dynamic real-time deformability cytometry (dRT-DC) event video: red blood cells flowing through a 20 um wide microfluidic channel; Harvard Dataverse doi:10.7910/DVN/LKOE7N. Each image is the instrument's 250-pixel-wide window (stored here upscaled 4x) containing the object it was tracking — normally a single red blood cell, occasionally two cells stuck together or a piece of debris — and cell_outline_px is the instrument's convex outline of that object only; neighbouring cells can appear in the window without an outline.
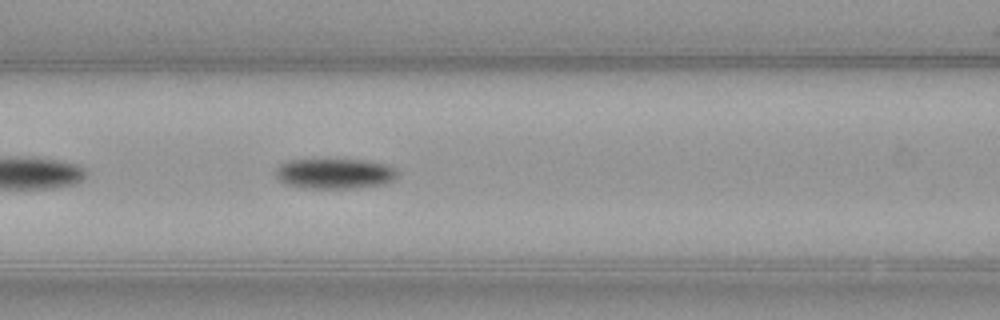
{"species": "common noctule bat (a hibernating species)", "species_latin": "Nyctalus noctula", "temperature_condition": "warm", "stored_images_in_passage": 33, "camera_frame_rate_fps": 3000, "um_per_image_px": 0.085, "animal": {"sex": "female", "body_mass_g": 21.9}, "frame": {"image": 1, "passage_image": 8, "time_ms": 2.333, "image_size_px": [1000, 320], "cell_outline_px": [[396, 176], [392, 180], [384, 184], [356, 188], [304, 188], [284, 184], [276, 176], [276, 168], [280, 164], [288, 160], [364, 160], [388, 164], [396, 172]], "centroid_in_image_um": [28.41, 14.76], "position_along_channel_um": 138.2, "area_um2": 21.39}}
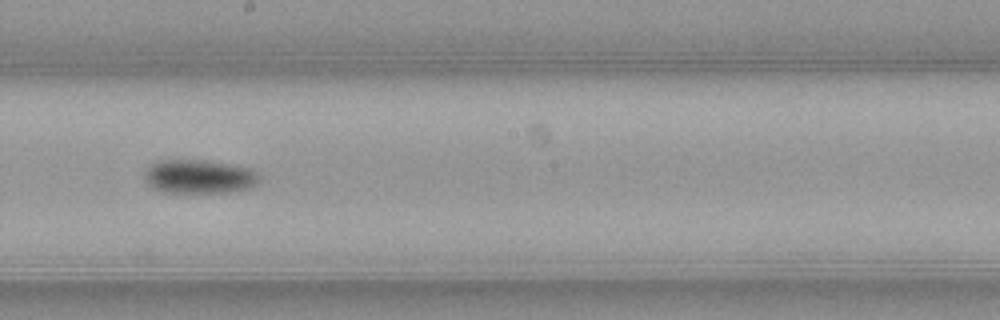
{"frame": {"image": 2, "passage_image": 15, "time_ms": 4.667, "image_size_px": [1000, 320], "cell_outline_px": [[260, 176], [256, 184], [248, 188], [228, 192], [160, 192], [152, 188], [144, 180], [144, 172], [148, 164], [156, 160], [204, 160], [252, 168]], "centroid_in_image_um": [16.86, 15.0], "position_along_channel_um": 231.3, "area_um2": 22.83}}
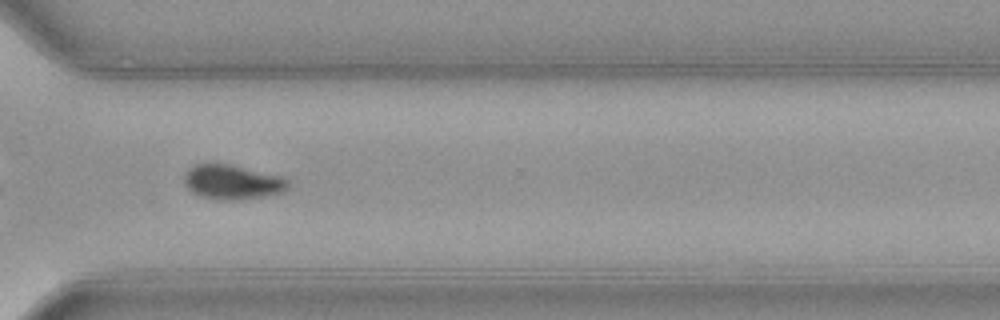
{"frame": {"image": 3, "passage_image": 24, "time_ms": 7.667, "image_size_px": [1000, 320], "cell_outline_px": [[288, 188], [280, 192], [260, 196], [232, 200], [216, 200], [200, 196], [192, 192], [184, 184], [184, 172], [188, 168], [196, 164], [228, 164], [284, 176], [288, 180]], "centroid_in_image_um": [19.7, 15.46], "position_along_channel_um": 350.9, "area_um2": 20.81}}